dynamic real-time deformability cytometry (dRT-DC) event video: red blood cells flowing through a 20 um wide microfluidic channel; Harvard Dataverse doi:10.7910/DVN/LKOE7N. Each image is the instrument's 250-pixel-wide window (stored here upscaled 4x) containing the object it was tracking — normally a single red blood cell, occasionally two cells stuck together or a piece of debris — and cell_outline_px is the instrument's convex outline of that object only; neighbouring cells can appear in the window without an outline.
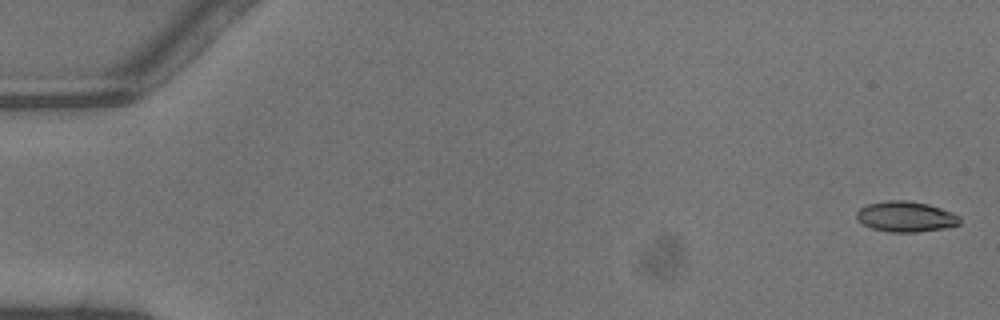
{"species": "common noctule bat (a hibernating species)", "species_latin": "Nyctalus noctula", "temperature_condition": "warm", "stored_images_in_passage": 22, "camera_frame_rate_fps": 3000, "um_per_image_px": 0.085, "animal": {"sex": "male", "body_mass_g": 13.3}, "frame": {"image": 1, "passage_image": 1, "time_ms": 0.0, "image_size_px": [1000, 320], "cell_outline_px": [[960, 224], [944, 228], [916, 232], [888, 232], [872, 228], [864, 224], [856, 216], [856, 212], [860, 208], [868, 204], [884, 200], [908, 200], [928, 204], [952, 212], [960, 216]], "centroid_in_image_um": [77.0, 18.4], "position_along_channel_um": 8.0, "area_um2": 18.32}}
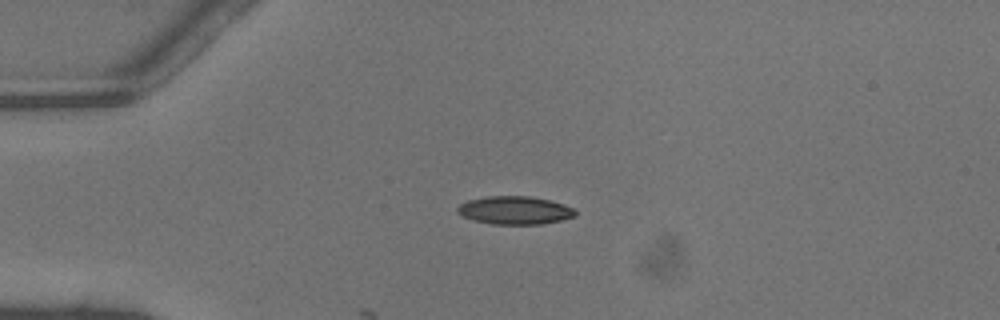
{"frame": {"image": 2, "passage_image": 12, "time_ms": 3.667, "image_size_px": [1000, 320], "cell_outline_px": [[576, 216], [560, 220], [540, 224], [492, 224], [472, 220], [456, 212], [456, 208], [460, 204], [468, 200], [488, 196], [532, 196], [564, 204], [572, 208], [576, 212]], "centroid_in_image_um": [43.73, 17.87], "position_along_channel_um": 41.3, "area_um2": 19.25}}
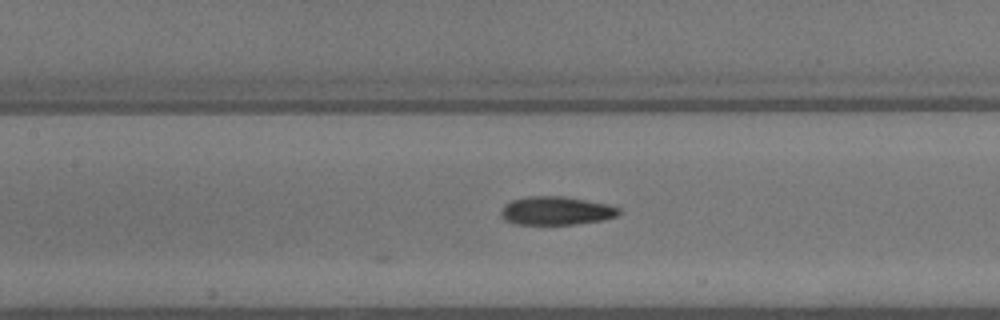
{"frame": {"image": 3, "passage_image": 22, "time_ms": 7.0, "image_size_px": [1000, 320], "cell_outline_px": [[620, 212], [616, 216], [600, 220], [576, 224], [516, 224], [504, 220], [500, 216], [500, 212], [504, 204], [512, 200], [524, 196], [564, 196], [608, 204], [620, 208]], "centroid_in_image_um": [47.23, 17.9], "position_along_channel_um": 160.2, "area_um2": 19.59}}